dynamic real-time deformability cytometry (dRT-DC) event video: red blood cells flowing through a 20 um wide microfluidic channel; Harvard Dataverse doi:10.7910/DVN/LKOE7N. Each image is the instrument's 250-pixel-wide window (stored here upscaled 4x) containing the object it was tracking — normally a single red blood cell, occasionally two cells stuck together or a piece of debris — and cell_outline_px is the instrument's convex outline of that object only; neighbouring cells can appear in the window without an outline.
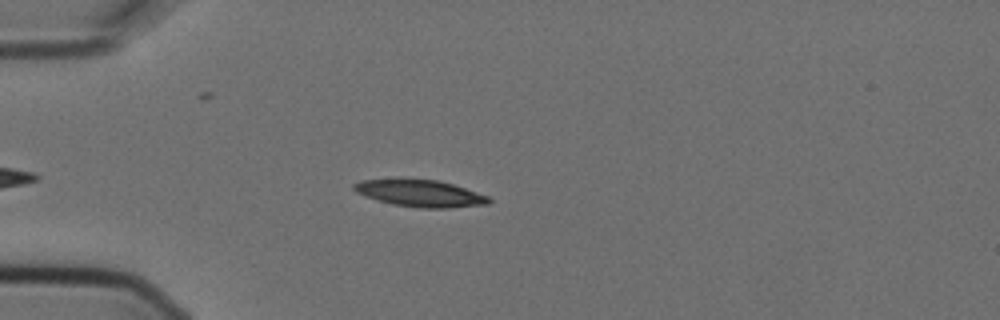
{"species": "Egyptian fruit bat (a non-hibernating species)", "species_latin": "Rousettus aegyptiacus", "temperature_condition": "cold", "stored_images_in_passage": 5, "camera_frame_rate_fps": 3000, "um_per_image_px": 0.085, "animal": {"sex": "female"}, "frame": {"image": 1, "passage_image": 5, "time_ms": 1.333, "image_size_px": [1000, 320], "cell_outline_px": [[492, 200], [488, 204], [448, 208], [420, 208], [392, 204], [356, 192], [352, 188], [352, 184], [360, 180], [400, 176], [436, 180], [452, 184], [488, 196]], "centroid_in_image_um": [35.64, 16.38], "position_along_channel_um": 49.4, "area_um2": 21.68}}